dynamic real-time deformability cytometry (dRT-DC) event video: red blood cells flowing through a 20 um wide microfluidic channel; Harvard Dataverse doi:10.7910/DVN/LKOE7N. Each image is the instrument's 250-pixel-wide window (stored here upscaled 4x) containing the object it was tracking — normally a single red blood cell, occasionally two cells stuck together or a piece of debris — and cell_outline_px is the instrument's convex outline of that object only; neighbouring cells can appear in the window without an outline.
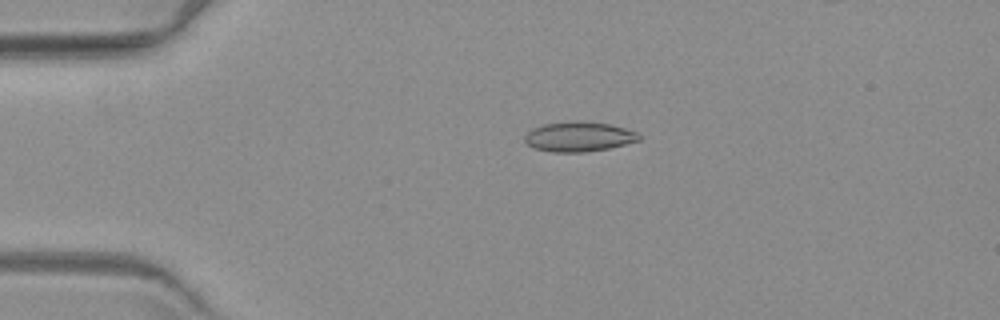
{"species": "common noctule bat (a hibernating species)", "species_latin": "Nyctalus noctula", "temperature_condition": "warm", "stored_images_in_passage": 4, "camera_frame_rate_fps": 3000, "um_per_image_px": 0.085, "animal": {"sex": "female", "body_mass_g": 19.3, "forearm_length_mm": 54.1}, "frame": {"image": 1, "passage_image": 2, "time_ms": 1.333, "image_size_px": [1000, 320], "cell_outline_px": [[640, 140], [608, 148], [584, 152], [552, 152], [536, 148], [528, 144], [524, 140], [524, 136], [532, 128], [544, 124], [576, 120], [608, 124], [640, 132]], "centroid_in_image_um": [49.2, 11.61], "position_along_channel_um": 35.8, "area_um2": 19.77}}
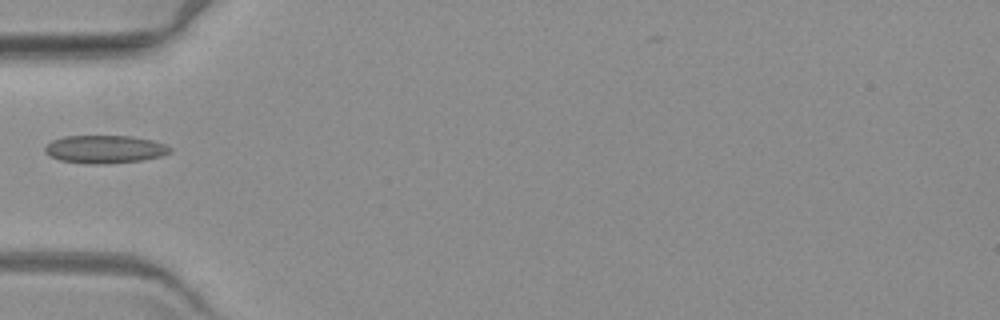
{"frame": {"image": 2, "passage_image": 4, "time_ms": 3.667, "image_size_px": [1000, 320], "cell_outline_px": [[172, 152], [160, 156], [140, 160], [104, 164], [84, 164], [60, 160], [44, 152], [44, 148], [52, 140], [64, 136], [132, 136], [152, 140], [164, 144], [172, 148]], "centroid_in_image_um": [8.9, 12.68], "position_along_channel_um": 76.1, "area_um2": 20.35}}